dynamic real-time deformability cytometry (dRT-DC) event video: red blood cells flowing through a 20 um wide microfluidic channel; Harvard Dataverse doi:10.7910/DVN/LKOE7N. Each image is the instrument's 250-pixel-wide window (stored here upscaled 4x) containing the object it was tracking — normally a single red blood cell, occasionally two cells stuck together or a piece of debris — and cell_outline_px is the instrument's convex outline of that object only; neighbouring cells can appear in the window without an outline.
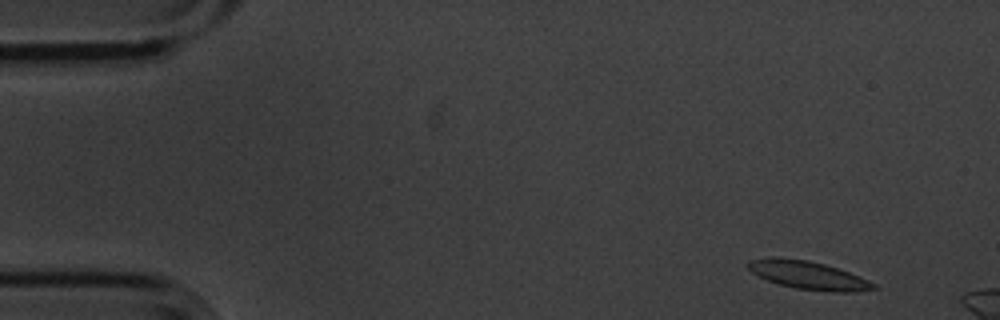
{"species": "common noctule bat (a hibernating species)", "species_latin": "Nyctalus noctula", "temperature_condition": "cold", "stored_images_in_passage": 4, "camera_frame_rate_fps": 3000, "um_per_image_px": 0.085, "animal": {"sex": "male", "body_mass_g": 20.1, "forearm_length_mm": 53.5}, "frame": {"image": 1, "passage_image": 1, "time_ms": 0.0, "image_size_px": [1000, 320], "cell_outline_px": [[880, 288], [856, 292], [832, 292], [796, 288], [780, 284], [768, 280], [752, 272], [748, 268], [748, 260], [808, 260], [824, 264], [848, 272], [868, 280], [876, 284]], "centroid_in_image_um": [68.84, 23.45], "position_along_channel_um": 16.2, "area_um2": 19.65}}